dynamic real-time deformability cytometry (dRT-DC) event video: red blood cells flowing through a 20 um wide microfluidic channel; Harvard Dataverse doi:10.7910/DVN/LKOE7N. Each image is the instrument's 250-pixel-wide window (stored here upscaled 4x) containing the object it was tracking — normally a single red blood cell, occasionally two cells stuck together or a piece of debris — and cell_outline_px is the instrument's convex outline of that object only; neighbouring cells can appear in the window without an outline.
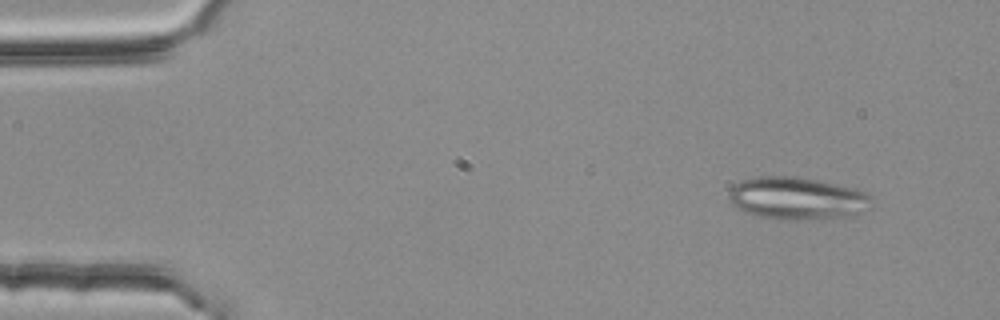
{"species": "common noctule bat (a hibernating species)", "species_latin": "Nyctalus noctula", "temperature_condition": "room temperature", "stored_images_in_passage": 4, "camera_frame_rate_fps": 3000, "um_per_image_px": 0.085, "animal": {"sex": "female", "body_mass_g": 25.1}, "frame": {"image": 1, "passage_image": 2, "time_ms": 0.333, "image_size_px": [1000, 320], "cell_outline_px": [[872, 200], [868, 208], [856, 212], [840, 216], [820, 220], [780, 220], [760, 216], [744, 212], [736, 208], [728, 200], [728, 192], [736, 184], [744, 180], [760, 176], [792, 176], [816, 180], [856, 188], [872, 196]], "centroid_in_image_um": [67.71, 16.86], "position_along_channel_um": 17.3, "area_um2": 35.2}}